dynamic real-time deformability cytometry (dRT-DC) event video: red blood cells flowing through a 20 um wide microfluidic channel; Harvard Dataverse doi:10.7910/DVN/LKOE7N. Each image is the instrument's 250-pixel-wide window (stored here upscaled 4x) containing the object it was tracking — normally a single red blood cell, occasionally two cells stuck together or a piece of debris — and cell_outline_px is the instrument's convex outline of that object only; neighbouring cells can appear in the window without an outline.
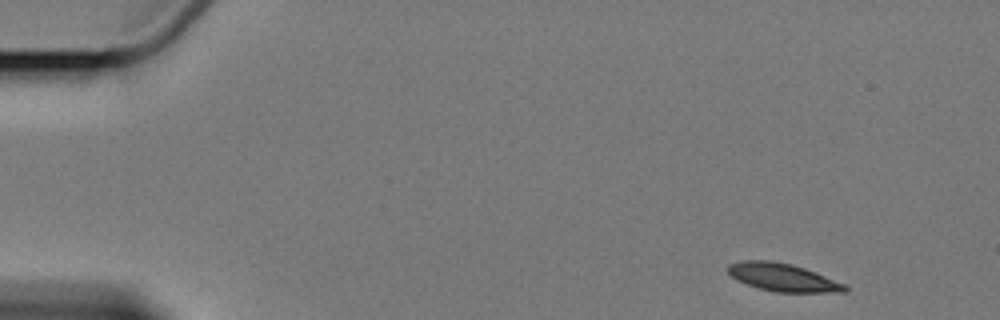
{"species": "Egyptian fruit bat (a non-hibernating species)", "species_latin": "Rousettus aegyptiacus", "temperature_condition": "cold", "stored_images_in_passage": 8, "camera_frame_rate_fps": 3000, "um_per_image_px": 0.085, "animal": {"sex": "female"}, "frame": {"image": 1, "passage_image": 1, "time_ms": 0.0, "image_size_px": [1000, 320], "cell_outline_px": [[848, 292], [776, 292], [756, 288], [736, 280], [728, 272], [728, 264], [744, 260], [772, 260], [792, 264], [816, 272], [844, 284], [848, 288]], "centroid_in_image_um": [66.52, 23.57], "position_along_channel_um": 18.5, "area_um2": 19.07}}
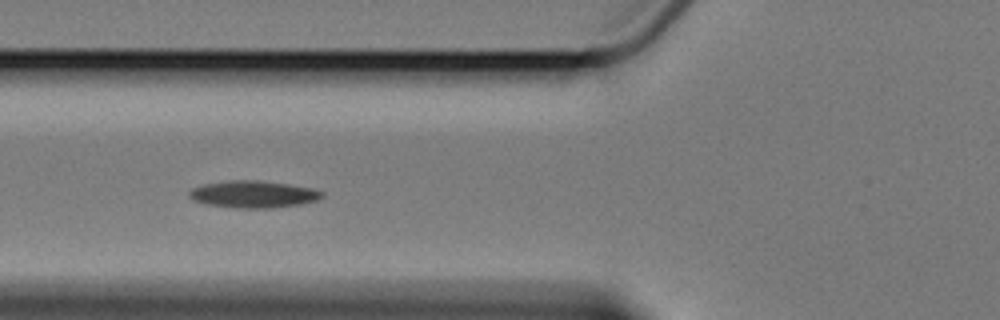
{"frame": {"image": 2, "passage_image": 6, "time_ms": 5.667, "image_size_px": [1000, 320], "cell_outline_px": [[324, 196], [316, 200], [300, 204], [272, 208], [236, 208], [204, 204], [192, 200], [188, 196], [188, 192], [192, 188], [204, 184], [228, 180], [256, 180], [288, 184], [312, 188], [324, 192]], "centroid_in_image_um": [21.5, 16.51], "position_along_channel_um": 104.3, "area_um2": 21.04}}
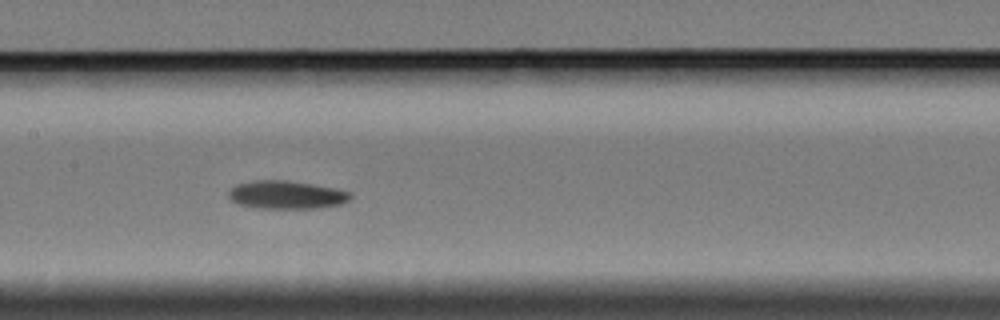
{"frame": {"image": 3, "passage_image": 8, "time_ms": 8.0, "image_size_px": [1000, 320], "cell_outline_px": [[352, 196], [348, 200], [340, 204], [316, 208], [256, 208], [240, 204], [232, 200], [228, 196], [228, 192], [236, 184], [252, 180], [284, 180], [312, 184], [336, 188], [352, 192]], "centroid_in_image_um": [24.35, 16.55], "position_along_channel_um": 183.1, "area_um2": 19.94}}